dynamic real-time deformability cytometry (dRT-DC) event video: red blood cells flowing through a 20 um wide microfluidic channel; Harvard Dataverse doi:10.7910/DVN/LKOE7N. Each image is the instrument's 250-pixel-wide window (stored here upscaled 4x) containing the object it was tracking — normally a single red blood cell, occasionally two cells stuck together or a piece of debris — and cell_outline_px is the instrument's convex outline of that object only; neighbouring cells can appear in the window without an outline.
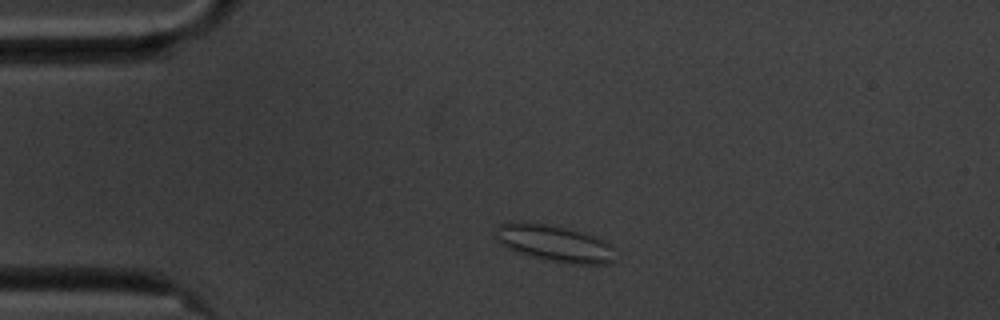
{"species": "common noctule bat (a hibernating species)", "species_latin": "Nyctalus noctula", "temperature_condition": "cold", "stored_images_in_passage": 46, "camera_frame_rate_fps": 3000, "um_per_image_px": 0.085, "animal": {"sex": "male", "body_mass_g": 20.1, "forearm_length_mm": 53.5}, "frame": {"image": 1, "passage_image": 1, "time_ms": 0.0, "image_size_px": [1000, 320], "cell_outline_px": [[616, 260], [608, 264], [568, 264], [544, 260], [508, 248], [500, 244], [492, 236], [496, 228], [500, 224], [512, 220], [520, 220], [544, 224], [564, 228], [596, 236], [616, 248]], "centroid_in_image_um": [47.12, 20.68], "position_along_channel_um": 37.9, "area_um2": 26.07}}
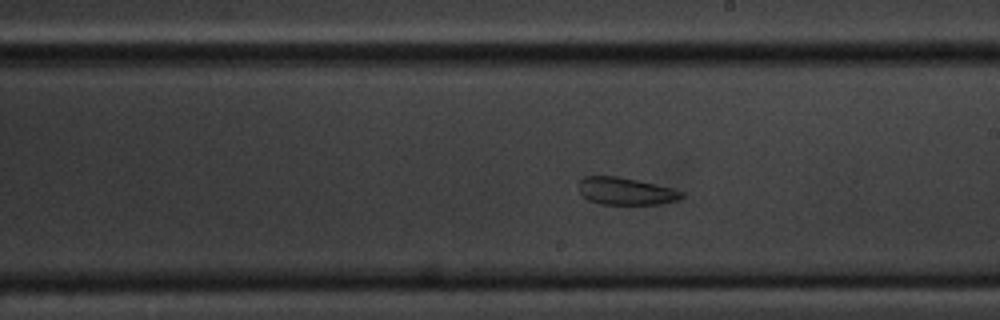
{"frame": {"image": 2, "passage_image": 21, "time_ms": 6.667, "image_size_px": [1000, 320], "cell_outline_px": [[684, 196], [676, 200], [664, 204], [600, 204], [588, 200], [580, 192], [580, 180], [584, 176], [620, 176], [656, 184], [672, 188], [684, 192]], "centroid_in_image_um": [53.21, 16.25], "position_along_channel_um": 235.8, "area_um2": 16.42}}
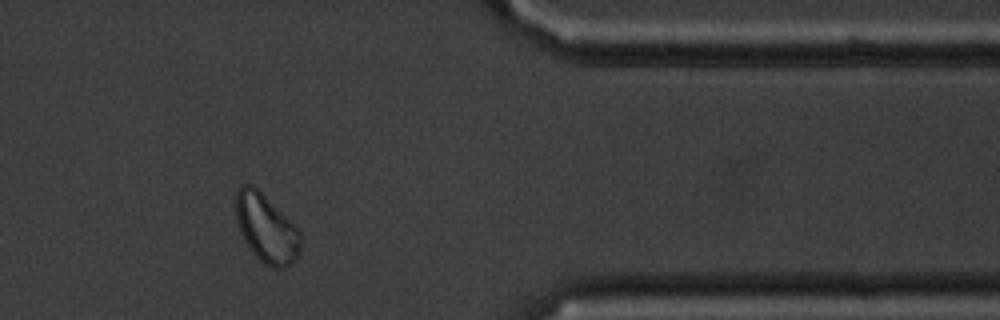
{"frame": {"image": 3, "passage_image": 36, "time_ms": 11.667, "image_size_px": [1000, 320], "cell_outline_px": [[300, 248], [296, 256], [284, 268], [272, 268], [264, 264], [252, 252], [244, 240], [240, 232], [236, 220], [236, 188], [244, 184], [252, 184], [300, 232]], "centroid_in_image_um": [22.58, 19.42], "position_along_channel_um": 388.8, "area_um2": 25.03}, "authors_computed_cell_mechanics": {"area_um2": 19.5364, "velocity_mm_per_s": 3.451, "shape_relaxation_time_tau1_ms": null, "shape_relaxation_time_tau2_ms": 2.061, "deformation_change_tau1": null, "deformation_change_tau2": 0.0751}}